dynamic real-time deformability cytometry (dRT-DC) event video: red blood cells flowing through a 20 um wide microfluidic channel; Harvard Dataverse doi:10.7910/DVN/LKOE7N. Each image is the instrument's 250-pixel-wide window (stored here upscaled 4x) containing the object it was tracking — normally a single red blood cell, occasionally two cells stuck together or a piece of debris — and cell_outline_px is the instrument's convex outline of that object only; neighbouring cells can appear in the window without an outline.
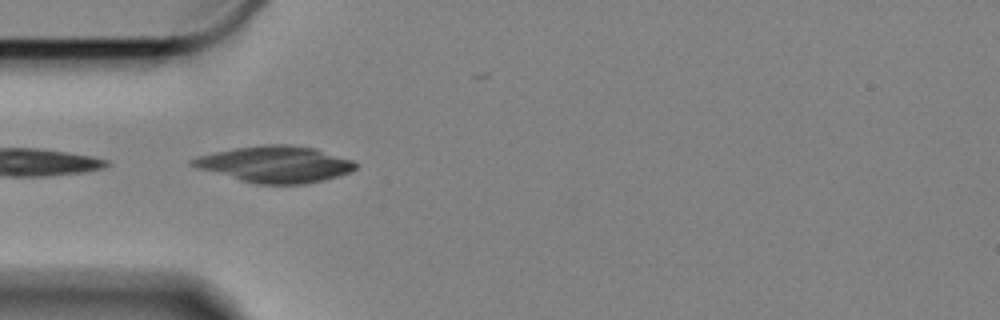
{"species": "Egyptian fruit bat (a non-hibernating species)", "species_latin": "Rousettus aegyptiacus", "temperature_condition": "cold", "stored_images_in_passage": 10, "camera_frame_rate_fps": 3000, "um_per_image_px": 0.085, "animal": {"sex": "female"}, "frame": {"image": 1, "passage_image": 1, "time_ms": 0.0, "image_size_px": [1000, 320], "cell_outline_px": [[356, 168], [348, 172], [324, 180], [304, 184], [256, 184], [240, 180], [196, 168], [188, 160], [196, 156], [236, 148], [268, 144], [292, 144], [316, 148], [352, 160], [356, 164]], "centroid_in_image_um": [23.37, 13.95], "position_along_channel_um": 61.6, "area_um2": 34.45}}
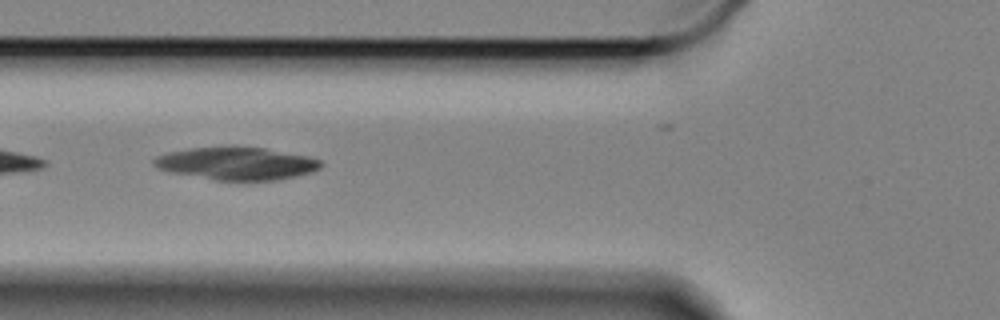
{"frame": {"image": 2, "passage_image": 5, "time_ms": 1.333, "image_size_px": [1000, 320], "cell_outline_px": [[320, 168], [296, 176], [276, 180], [216, 180], [172, 172], [156, 168], [152, 164], [152, 160], [156, 156], [168, 152], [192, 148], [232, 144], [236, 144], [264, 148], [308, 156], [320, 160]], "centroid_in_image_um": [20.05, 13.86], "position_along_channel_um": 105.7, "area_um2": 32.14}}